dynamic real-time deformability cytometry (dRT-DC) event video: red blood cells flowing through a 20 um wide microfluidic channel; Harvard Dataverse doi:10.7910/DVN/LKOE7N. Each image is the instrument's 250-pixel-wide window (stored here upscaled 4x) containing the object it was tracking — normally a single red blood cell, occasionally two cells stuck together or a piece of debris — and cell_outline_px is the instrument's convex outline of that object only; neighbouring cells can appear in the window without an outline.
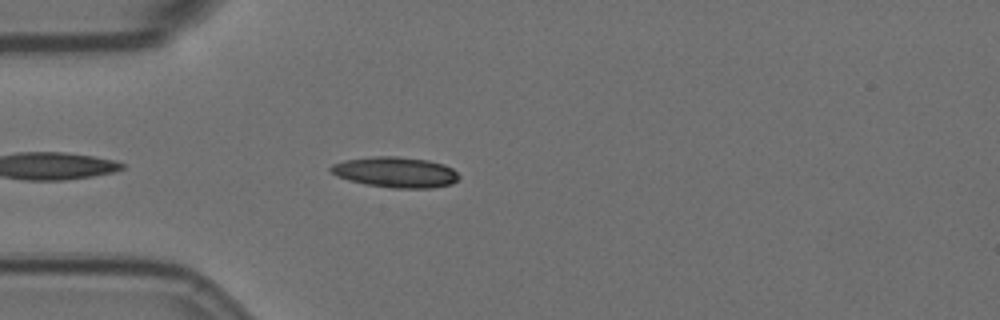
{"species": "Egyptian fruit bat (a non-hibernating species)", "species_latin": "Rousettus aegyptiacus", "temperature_condition": "room temperature", "stored_images_in_passage": 45, "camera_frame_rate_fps": 3000, "um_per_image_px": 0.085, "animal": {"sex": "female"}, "frame": {"image": 1, "passage_image": 4, "time_ms": 1.0, "image_size_px": [1000, 320], "cell_outline_px": [[460, 176], [452, 184], [432, 188], [392, 188], [364, 184], [348, 180], [336, 176], [328, 168], [332, 164], [344, 160], [372, 156], [396, 156], [428, 160], [444, 164], [452, 168]], "centroid_in_image_um": [33.6, 14.63], "position_along_channel_um": 51.4, "area_um2": 23.0}}
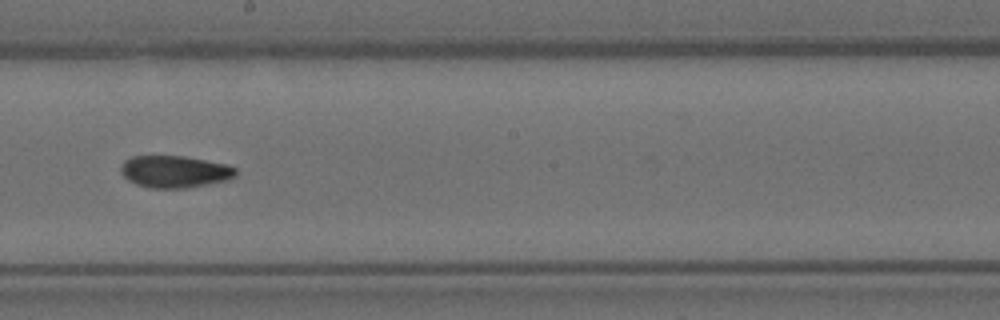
{"frame": {"image": 2, "passage_image": 20, "time_ms": 6.333, "image_size_px": [1000, 320], "cell_outline_px": [[236, 176], [232, 180], [184, 188], [148, 188], [136, 184], [128, 180], [120, 172], [120, 164], [124, 160], [132, 156], [184, 156], [228, 164], [236, 168]], "centroid_in_image_um": [14.86, 14.59], "position_along_channel_um": 233.3, "area_um2": 21.79}}
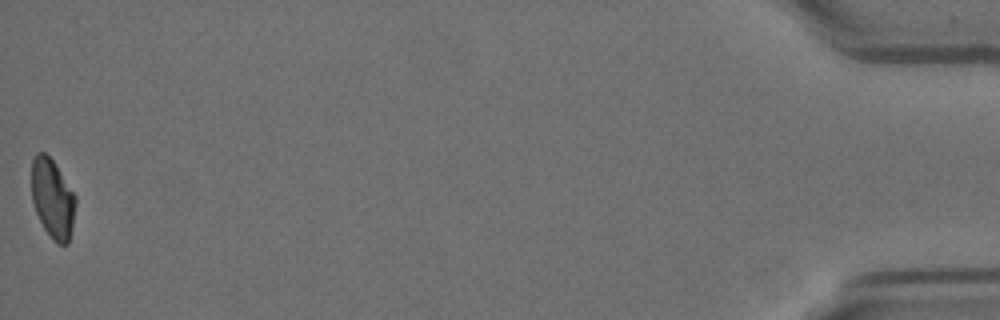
{"frame": {"image": 3, "passage_image": 45, "time_ms": 14.667, "image_size_px": [1000, 320], "cell_outline_px": [[76, 204], [72, 228], [68, 244], [56, 244], [52, 240], [44, 228], [36, 212], [32, 200], [32, 160], [36, 152], [44, 152], [52, 160], [76, 196]], "centroid_in_image_um": [4.47, 16.91], "position_along_channel_um": 430.7, "area_um2": 20.23}, "authors_computed_cell_mechanics": {"area_um2": 21.5016, "velocity_mm_per_s": 3.5763, "shape_relaxation_time_tau1_ms": 8.0358, "shape_relaxation_time_tau2_ms": 3.3885, "deformation_change_tau1": 0.1677, "deformation_change_tau2": 0.0876}}